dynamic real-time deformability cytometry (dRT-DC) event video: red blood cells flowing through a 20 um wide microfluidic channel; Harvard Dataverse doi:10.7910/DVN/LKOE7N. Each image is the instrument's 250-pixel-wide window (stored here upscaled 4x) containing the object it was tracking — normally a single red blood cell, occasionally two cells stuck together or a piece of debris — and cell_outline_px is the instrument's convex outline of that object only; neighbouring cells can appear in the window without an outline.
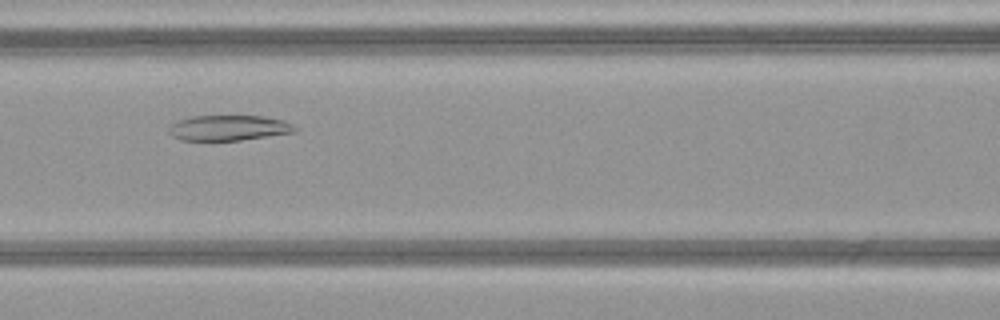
{"species": "common noctule bat (a hibernating species)", "species_latin": "Nyctalus noctula", "temperature_condition": "warm", "stored_images_in_passage": 35, "camera_frame_rate_fps": 3000, "um_per_image_px": 0.085, "animal": {"sex": "female", "body_mass_g": 21.9}, "frame": {"image": 1, "passage_image": 7, "time_ms": 2.0, "image_size_px": [1000, 320], "cell_outline_px": [[296, 132], [240, 140], [180, 140], [172, 136], [168, 132], [168, 128], [176, 120], [192, 116], [264, 116], [284, 120], [292, 124], [296, 128]], "centroid_in_image_um": [19.42, 10.86], "position_along_channel_um": 147.2, "area_um2": 18.67}}
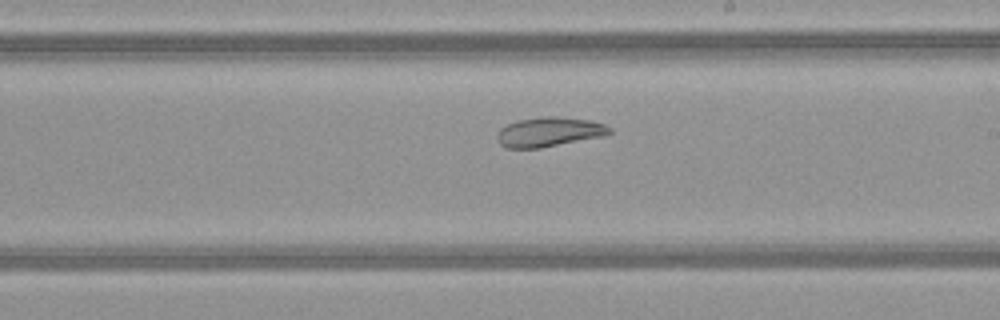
{"frame": {"image": 2, "passage_image": 14, "time_ms": 4.333, "image_size_px": [1000, 320], "cell_outline_px": [[612, 132], [604, 136], [540, 148], [508, 148], [500, 144], [496, 136], [500, 128], [516, 120], [544, 116], [556, 116], [592, 120], [604, 124], [612, 128]], "centroid_in_image_um": [46.69, 11.2], "position_along_channel_um": 242.3, "area_um2": 19.48}}
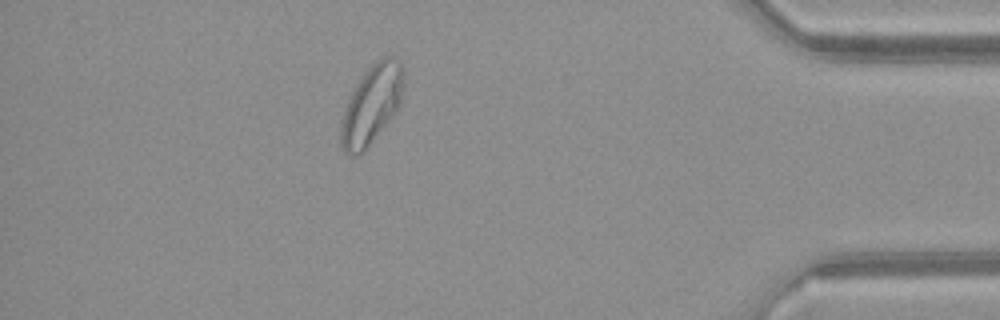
{"frame": {"image": 3, "passage_image": 29, "time_ms": 9.333, "image_size_px": [1000, 320], "cell_outline_px": [[404, 84], [400, 108], [368, 148], [360, 156], [348, 156], [340, 148], [340, 124], [348, 96], [352, 88], [364, 72], [376, 60], [384, 56], [396, 56], [400, 60], [404, 68]], "centroid_in_image_um": [31.59, 8.91], "position_along_channel_um": 403.6, "area_um2": 30.06}, "authors_computed_cell_mechanics": {"area_um2": 21.7328, "velocity_mm_per_s": 4.0914, "shape_relaxation_time_tau1_ms": null, "shape_relaxation_time_tau2_ms": 3.9785, "deformation_change_tau1": null, "deformation_change_tau2": 0.0974}}